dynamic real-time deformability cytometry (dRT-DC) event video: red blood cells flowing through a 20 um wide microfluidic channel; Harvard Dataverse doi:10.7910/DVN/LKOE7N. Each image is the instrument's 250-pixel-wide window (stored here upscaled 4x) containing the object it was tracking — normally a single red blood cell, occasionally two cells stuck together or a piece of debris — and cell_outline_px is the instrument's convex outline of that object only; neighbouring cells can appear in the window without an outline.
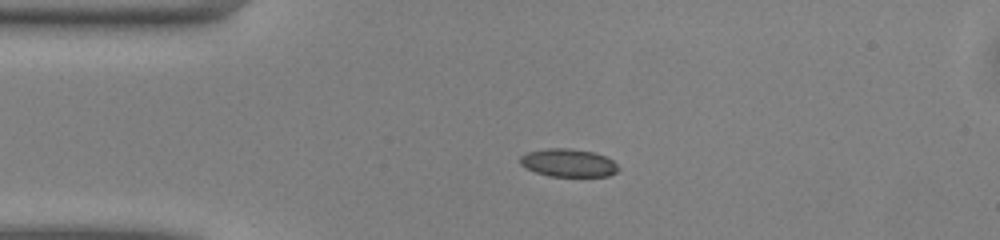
{"species": "common noctule bat (a hibernating species)", "species_latin": "Nyctalus noctula", "temperature_condition": "warm", "stored_images_in_passage": 40, "camera_frame_rate_fps": 3000, "um_per_image_px": 0.085, "animal": {"sex": "male", "body_mass_g": 13.0, "forearm_length_mm": 53.1}, "frame": {"image": 1, "passage_image": 1, "time_ms": 0.0, "image_size_px": [1000, 240], "cell_outline_px": [[620, 168], [616, 172], [608, 176], [548, 176], [536, 172], [520, 164], [520, 156], [528, 152], [544, 148], [568, 148], [596, 152], [612, 160]], "centroid_in_image_um": [48.31, 13.83], "position_along_channel_um": 36.7, "area_um2": 16.01}}
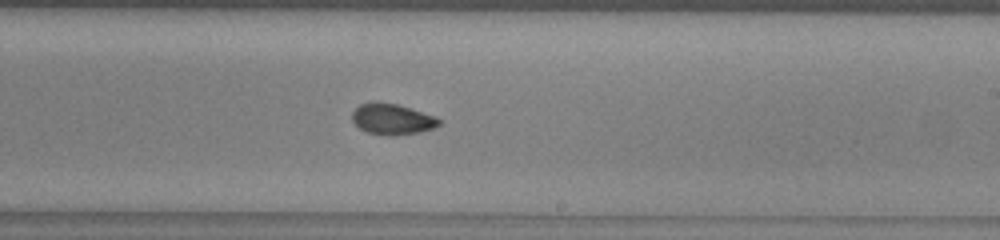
{"frame": {"image": 2, "passage_image": 19, "time_ms": 6.0, "image_size_px": [1000, 240], "cell_outline_px": [[440, 124], [432, 128], [420, 132], [392, 136], [384, 136], [368, 132], [360, 128], [352, 120], [352, 112], [360, 104], [372, 100], [376, 100], [396, 104], [436, 116], [440, 120]], "centroid_in_image_um": [33.31, 10.11], "position_along_channel_um": 255.7, "area_um2": 15.78}}
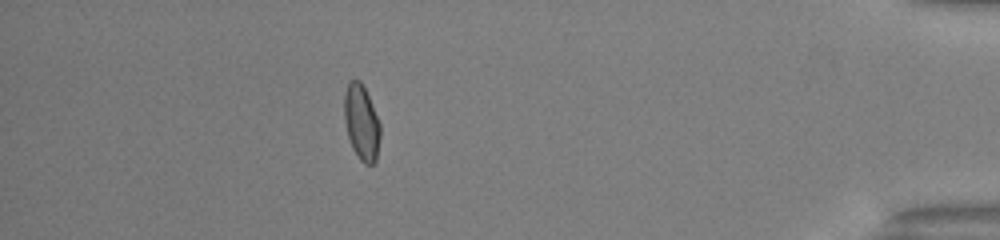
{"frame": {"image": 3, "passage_image": 34, "time_ms": 11.0, "image_size_px": [1000, 240], "cell_outline_px": [[380, 136], [376, 160], [372, 164], [364, 164], [360, 160], [352, 148], [348, 136], [344, 120], [344, 92], [348, 80], [360, 80], [368, 96], [380, 124]], "centroid_in_image_um": [30.7, 10.4], "position_along_channel_um": 404.5, "area_um2": 15.78}, "authors_computed_cell_mechanics": {"area_um2": 15.8661, "velocity_mm_per_s": 4.1214, "shape_relaxation_time_tau1_ms": 2.9406, "shape_relaxation_time_tau2_ms": 1.826, "deformation_change_tau1": 0.12, "deformation_change_tau2": 0.062}}